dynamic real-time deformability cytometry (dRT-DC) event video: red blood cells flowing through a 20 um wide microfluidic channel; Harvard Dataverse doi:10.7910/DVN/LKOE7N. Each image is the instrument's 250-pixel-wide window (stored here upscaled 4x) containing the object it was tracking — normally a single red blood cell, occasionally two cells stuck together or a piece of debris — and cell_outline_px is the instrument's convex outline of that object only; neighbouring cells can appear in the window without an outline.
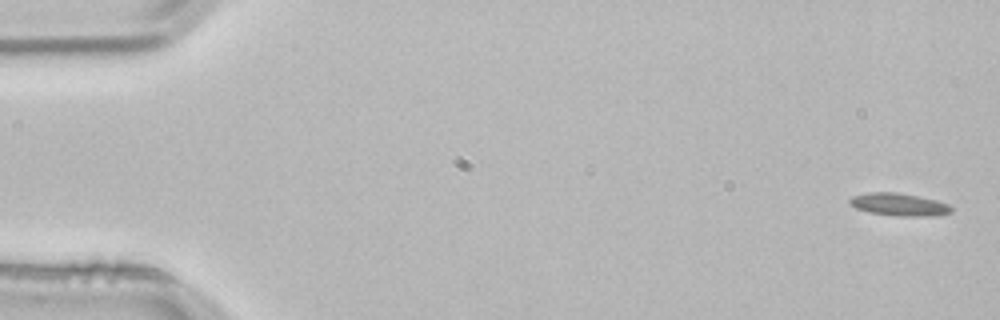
{"species": "common noctule bat (a hibernating species)", "species_latin": "Nyctalus noctula", "temperature_condition": "room temperature", "stored_images_in_passage": 3, "camera_frame_rate_fps": 3000, "um_per_image_px": 0.085, "animal": {"sex": "male", "body_mass_g": 21.5, "forearm_length_mm": 52.0}, "frame": {"image": 1, "passage_image": 1, "time_ms": 0.0, "image_size_px": [1000, 320], "cell_outline_px": [[952, 212], [932, 216], [900, 216], [868, 212], [856, 208], [848, 204], [848, 200], [852, 196], [868, 192], [896, 192], [920, 196], [936, 200], [948, 204], [952, 208]], "centroid_in_image_um": [76.39, 17.37], "position_along_channel_um": 8.6, "area_um2": 13.47}}
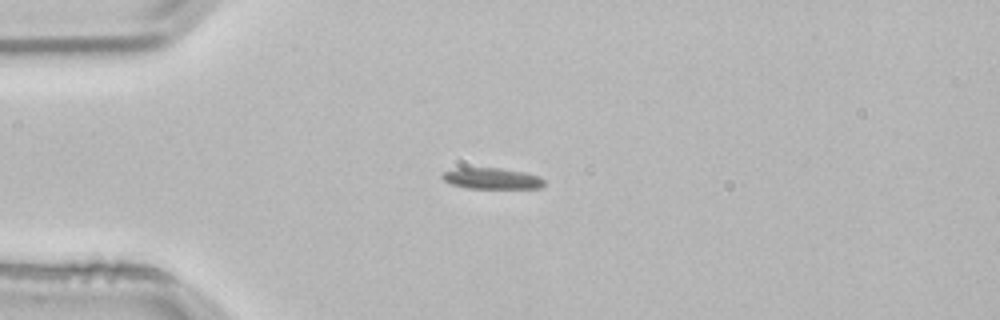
{"frame": {"image": 2, "passage_image": 3, "time_ms": 0.667, "image_size_px": [1000, 320], "cell_outline_px": [[544, 184], [540, 188], [468, 188], [452, 184], [444, 180], [440, 176], [444, 172], [456, 168], [500, 168], [524, 172], [540, 176], [544, 180]], "centroid_in_image_um": [41.82, 15.17], "position_along_channel_um": 43.2, "area_um2": 12.43}}